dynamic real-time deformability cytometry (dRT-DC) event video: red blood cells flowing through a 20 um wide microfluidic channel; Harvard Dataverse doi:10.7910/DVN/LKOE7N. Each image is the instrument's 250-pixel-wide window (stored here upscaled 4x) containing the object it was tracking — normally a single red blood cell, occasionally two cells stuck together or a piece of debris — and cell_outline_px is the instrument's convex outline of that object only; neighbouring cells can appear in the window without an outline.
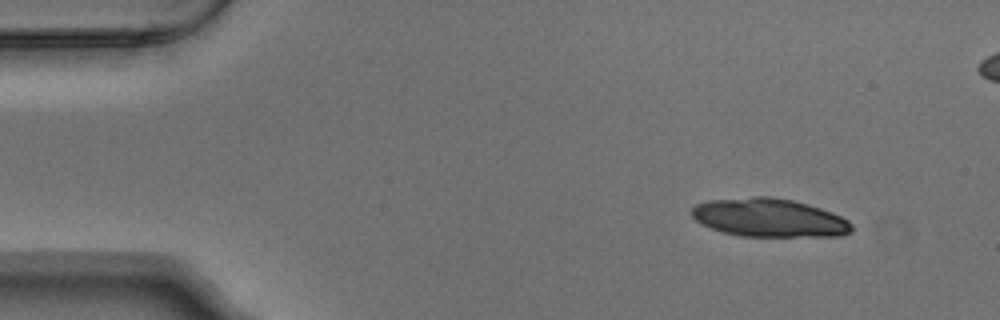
{"species": "Egyptian fruit bat (a non-hibernating species)", "species_latin": "Rousettus aegyptiacus", "temperature_condition": "warm", "stored_images_in_passage": 5, "camera_frame_rate_fps": 3000, "um_per_image_px": 0.085, "animal": {"sex": "male"}, "frame": {"image": 1, "passage_image": 1, "time_ms": 0.0, "image_size_px": [1000, 320], "cell_outline_px": [[852, 232], [840, 236], [740, 236], [724, 232], [712, 228], [696, 220], [692, 216], [692, 208], [696, 204], [708, 200], [752, 196], [772, 196], [792, 200], [808, 204], [832, 212], [848, 220], [852, 224]], "centroid_in_image_um": [65.4, 18.5], "position_along_channel_um": 19.6, "area_um2": 35.84}}